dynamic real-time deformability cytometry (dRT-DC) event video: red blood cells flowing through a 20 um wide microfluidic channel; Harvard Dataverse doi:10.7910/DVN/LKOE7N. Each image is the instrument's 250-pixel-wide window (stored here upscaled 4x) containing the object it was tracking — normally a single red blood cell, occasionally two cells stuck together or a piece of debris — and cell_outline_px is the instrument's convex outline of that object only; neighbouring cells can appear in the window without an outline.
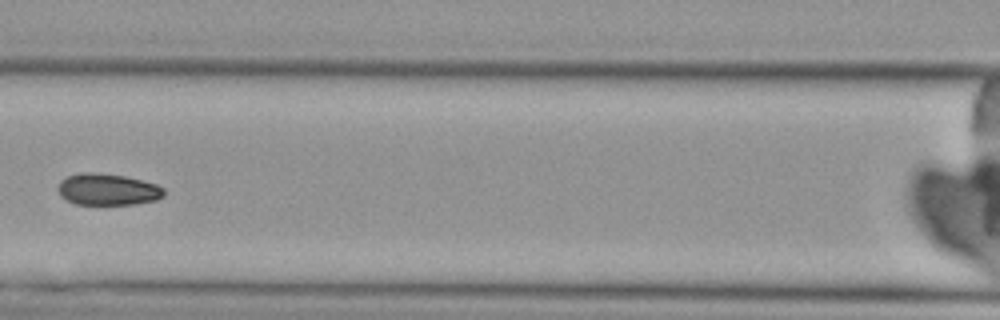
{"species": "Egyptian fruit bat (a non-hibernating species)", "species_latin": "Rousettus aegyptiacus", "temperature_condition": "cold", "stored_images_in_passage": 7, "camera_frame_rate_fps": 3000, "um_per_image_px": 0.085, "animal": {"sex": "female"}, "frame": {"image": 1, "passage_image": 5, "time_ms": 4.667, "image_size_px": [1000, 320], "cell_outline_px": [[164, 196], [156, 200], [136, 204], [72, 204], [60, 196], [60, 180], [68, 176], [84, 172], [92, 172], [124, 176], [156, 184], [164, 188]], "centroid_in_image_um": [9.16, 16.11], "position_along_channel_um": 157.4, "area_um2": 19.36}}
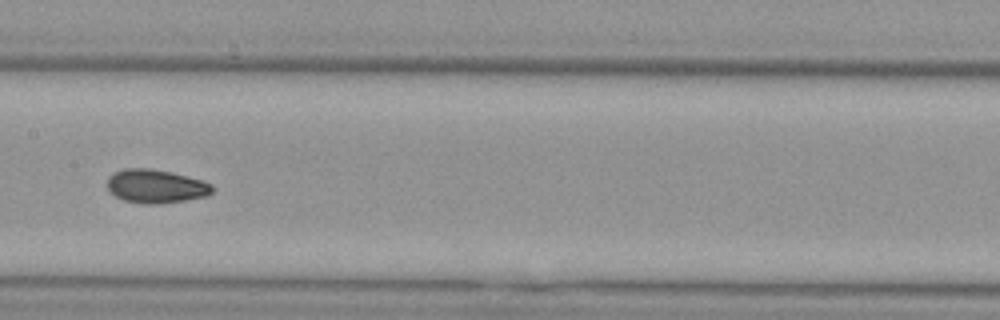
{"frame": {"image": 2, "passage_image": 6, "time_ms": 5.667, "image_size_px": [1000, 320], "cell_outline_px": [[212, 192], [208, 196], [160, 204], [148, 204], [124, 200], [116, 196], [108, 188], [108, 176], [112, 172], [124, 168], [148, 168], [172, 172], [200, 180], [212, 184]], "centroid_in_image_um": [13.23, 15.82], "position_along_channel_um": 194.2, "area_um2": 20.46}}